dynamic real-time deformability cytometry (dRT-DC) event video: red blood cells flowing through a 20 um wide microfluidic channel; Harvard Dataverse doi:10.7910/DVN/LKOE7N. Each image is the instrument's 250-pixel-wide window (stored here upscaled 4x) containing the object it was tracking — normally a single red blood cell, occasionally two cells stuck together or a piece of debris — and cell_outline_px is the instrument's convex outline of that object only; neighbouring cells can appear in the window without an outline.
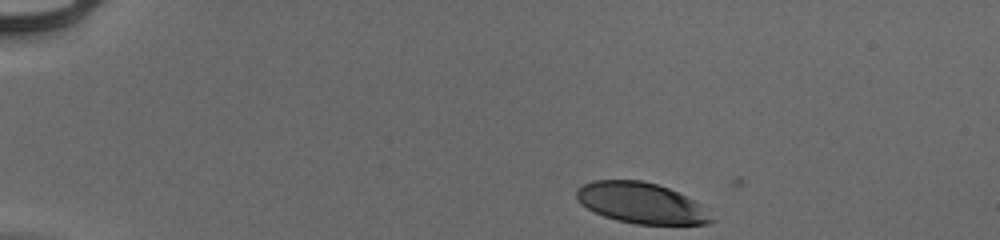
{"species": "human", "species_latin": "Homo sapiens", "temperature_condition": "cold", "stored_images_in_passage": 45, "camera_frame_rate_fps": 3000, "um_per_image_px": 0.085, "donor": {"sex": "male"}, "frame": {"image": 1, "passage_image": 1, "time_ms": 0.0, "image_size_px": [1000, 240], "cell_outline_px": [[716, 220], [708, 224], [636, 224], [616, 220], [604, 216], [580, 204], [576, 200], [576, 188], [592, 180], [640, 180], [656, 184], [668, 188], [700, 204]], "centroid_in_image_um": [54.47, 17.26], "position_along_channel_um": 30.5, "area_um2": 31.91}}
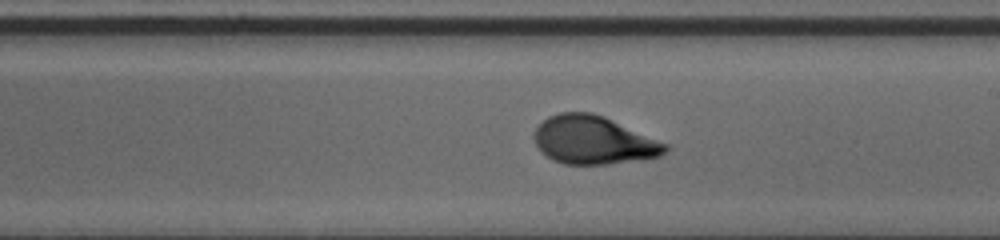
{"frame": {"image": 2, "passage_image": 24, "time_ms": 7.667, "image_size_px": [1000, 240], "cell_outline_px": [[668, 148], [660, 156], [608, 164], [564, 164], [552, 160], [536, 144], [532, 136], [536, 128], [548, 116], [560, 112], [592, 112], [604, 116], [668, 144]], "centroid_in_image_um": [50.43, 11.9], "position_along_channel_um": 238.6, "area_um2": 36.53}}
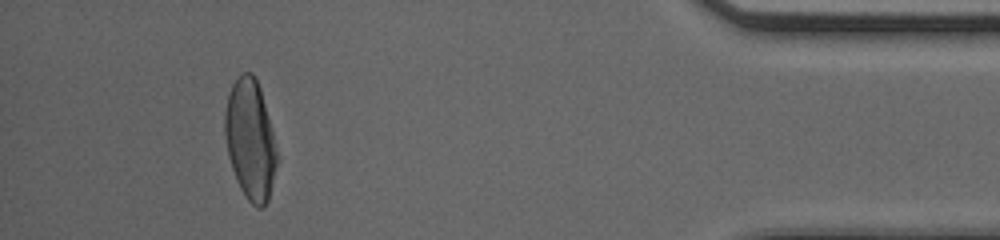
{"frame": {"image": 3, "passage_image": 41, "time_ms": 13.333, "image_size_px": [1000, 240], "cell_outline_px": [[276, 164], [268, 200], [264, 208], [256, 208], [244, 196], [236, 180], [228, 156], [224, 132], [224, 112], [228, 96], [232, 84], [240, 72], [252, 72], [260, 88], [272, 132], [276, 152]], "centroid_in_image_um": [21.23, 11.87], "position_along_channel_um": 414.0, "area_um2": 36.07}, "authors_computed_cell_mechanics": {"area_um2": 36.6452, "velocity_mm_per_s": 3.9408, "shape_relaxation_time_tau1_ms": 3.0842, "shape_relaxation_time_tau2_ms": 0.9099, "deformation_change_tau1": 0.1944, "deformation_change_tau2": 0.0543}}